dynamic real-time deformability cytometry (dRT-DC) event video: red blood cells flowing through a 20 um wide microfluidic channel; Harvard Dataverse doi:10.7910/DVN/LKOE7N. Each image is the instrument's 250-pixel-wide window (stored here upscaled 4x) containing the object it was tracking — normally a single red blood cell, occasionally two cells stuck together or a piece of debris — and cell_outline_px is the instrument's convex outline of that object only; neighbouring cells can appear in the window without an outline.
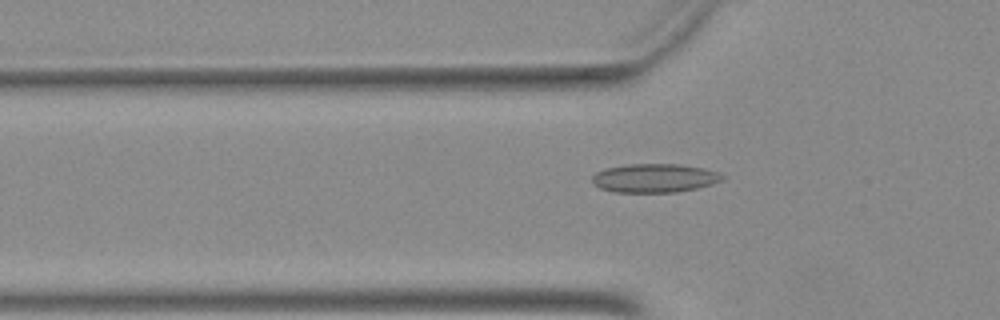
{"species": "Egyptian fruit bat (a non-hibernating species)", "species_latin": "Rousettus aegyptiacus", "temperature_condition": "warm", "stored_images_in_passage": 43, "camera_frame_rate_fps": 3000, "um_per_image_px": 0.085, "animal": {"sex": "female"}, "frame": {"image": 1, "passage_image": 12, "time_ms": 3.667, "image_size_px": [1000, 320], "cell_outline_px": [[724, 180], [712, 184], [696, 188], [676, 192], [616, 192], [600, 188], [592, 184], [592, 176], [596, 172], [604, 168], [628, 164], [680, 164], [704, 168], [720, 172], [724, 176]], "centroid_in_image_um": [55.64, 15.13], "position_along_channel_um": 70.2, "area_um2": 21.96}}
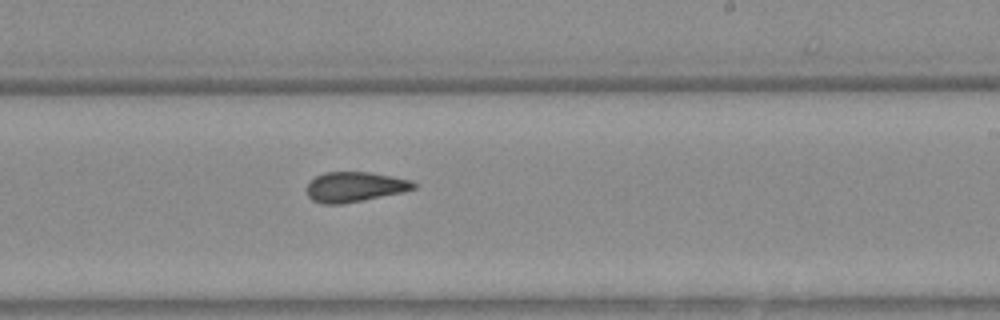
{"frame": {"image": 2, "passage_image": 26, "time_ms": 8.333, "image_size_px": [1000, 320], "cell_outline_px": [[416, 188], [400, 192], [340, 204], [324, 204], [312, 200], [308, 196], [304, 188], [316, 176], [324, 172], [368, 172], [412, 180], [416, 184]], "centroid_in_image_um": [30.1, 15.87], "position_along_channel_um": 258.9, "area_um2": 18.44}}
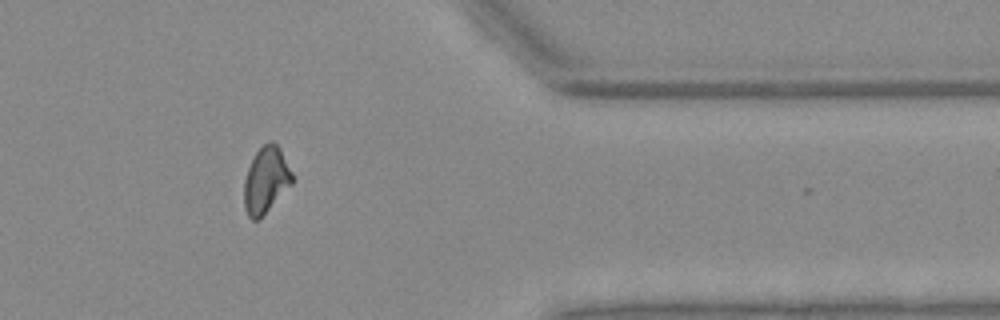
{"frame": {"image": 3, "passage_image": 37, "time_ms": 12.0, "image_size_px": [1000, 320], "cell_outline_px": [[292, 184], [260, 220], [252, 220], [248, 216], [244, 208], [244, 180], [248, 168], [256, 152], [268, 140], [272, 140], [280, 148], [292, 172]], "centroid_in_image_um": [22.6, 15.33], "position_along_channel_um": 388.8, "area_um2": 18.67}}